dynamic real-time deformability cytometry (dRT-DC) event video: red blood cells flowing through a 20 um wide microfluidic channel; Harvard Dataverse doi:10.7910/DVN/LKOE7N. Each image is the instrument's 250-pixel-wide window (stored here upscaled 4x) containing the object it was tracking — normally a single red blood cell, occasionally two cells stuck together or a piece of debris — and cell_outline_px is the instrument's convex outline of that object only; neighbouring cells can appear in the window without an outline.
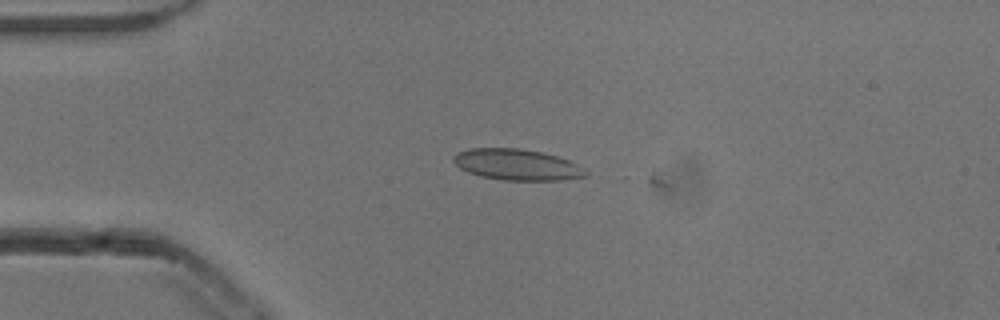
{"species": "common noctule bat (a hibernating species)", "species_latin": "Nyctalus noctula", "temperature_condition": "cold", "stored_images_in_passage": 3, "camera_frame_rate_fps": 3000, "um_per_image_px": 0.085, "animal": {"sex": "male", "body_mass_g": 13.3}, "frame": {"image": 1, "passage_image": 2, "time_ms": 0.333, "image_size_px": [1000, 320], "cell_outline_px": [[588, 176], [560, 180], [504, 180], [480, 176], [468, 172], [460, 168], [452, 160], [452, 156], [460, 152], [472, 148], [520, 148], [540, 152], [556, 156], [568, 160], [588, 172]], "centroid_in_image_um": [43.92, 14.0], "position_along_channel_um": 41.1, "area_um2": 23.7}}